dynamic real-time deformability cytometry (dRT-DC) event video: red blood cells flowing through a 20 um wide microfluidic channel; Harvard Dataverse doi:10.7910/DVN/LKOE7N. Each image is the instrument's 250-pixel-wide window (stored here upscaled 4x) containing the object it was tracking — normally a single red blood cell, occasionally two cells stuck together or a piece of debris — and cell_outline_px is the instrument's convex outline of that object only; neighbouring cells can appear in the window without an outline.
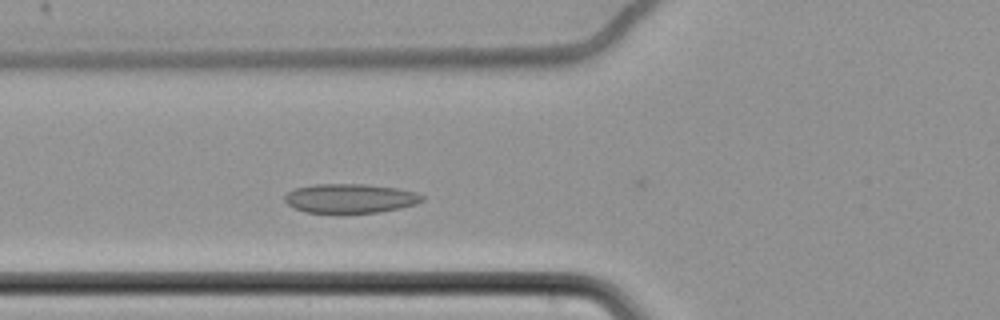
{"species": "common noctule bat (a hibernating species)", "species_latin": "Nyctalus noctula", "temperature_condition": "cold", "stored_images_in_passage": 32, "camera_frame_rate_fps": 3000, "um_per_image_px": 0.085, "animal": {"sex": "female", "body_mass_g": 22.7, "forearm_length_mm": 54.2}, "frame": {"image": 1, "passage_image": 2, "time_ms": 0.333, "image_size_px": [1000, 320], "cell_outline_px": [[424, 200], [416, 204], [400, 208], [380, 212], [340, 216], [304, 212], [292, 208], [284, 200], [284, 196], [288, 192], [296, 188], [316, 184], [364, 184], [396, 188], [416, 192], [424, 196]], "centroid_in_image_um": [29.73, 16.91], "position_along_channel_um": 96.1, "area_um2": 24.39}}
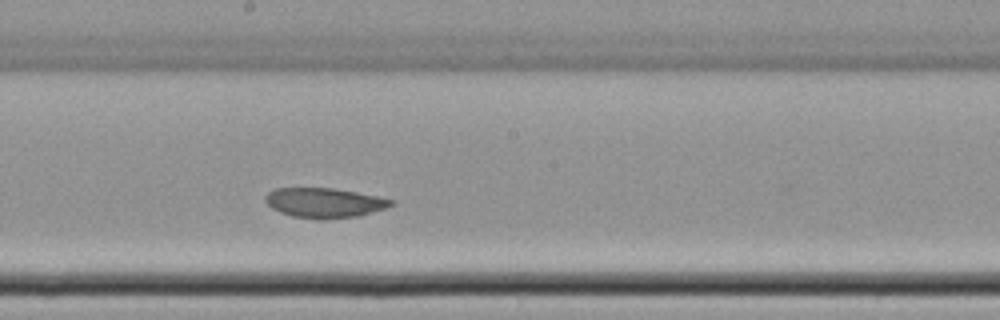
{"frame": {"image": 2, "passage_image": 13, "time_ms": 4.0, "image_size_px": [1000, 320], "cell_outline_px": [[396, 204], [372, 212], [356, 216], [324, 220], [320, 220], [292, 216], [280, 212], [272, 208], [264, 200], [264, 196], [268, 192], [276, 188], [332, 188], [356, 192], [396, 200]], "centroid_in_image_um": [27.57, 17.24], "position_along_channel_um": 220.6, "area_um2": 21.91}}
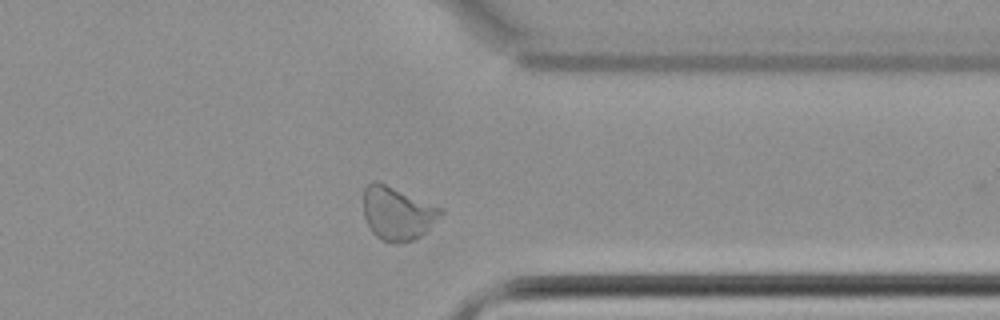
{"frame": {"image": 3, "passage_image": 27, "time_ms": 8.667, "image_size_px": [1000, 320], "cell_outline_px": [[444, 212], [428, 232], [412, 240], [400, 244], [396, 244], [380, 240], [372, 232], [364, 216], [364, 188], [372, 180], [376, 180], [444, 208]], "centroid_in_image_um": [33.81, 18.14], "position_along_channel_um": 377.6, "area_um2": 24.39}, "authors_computed_cell_mechanics": {"area_um2": 22.7154, "velocity_mm_per_s": 3.4095, "shape_relaxation_time_tau1_ms": null, "shape_relaxation_time_tau2_ms": 2.113, "deformation_change_tau1": null, "deformation_change_tau2": 0.0373}}